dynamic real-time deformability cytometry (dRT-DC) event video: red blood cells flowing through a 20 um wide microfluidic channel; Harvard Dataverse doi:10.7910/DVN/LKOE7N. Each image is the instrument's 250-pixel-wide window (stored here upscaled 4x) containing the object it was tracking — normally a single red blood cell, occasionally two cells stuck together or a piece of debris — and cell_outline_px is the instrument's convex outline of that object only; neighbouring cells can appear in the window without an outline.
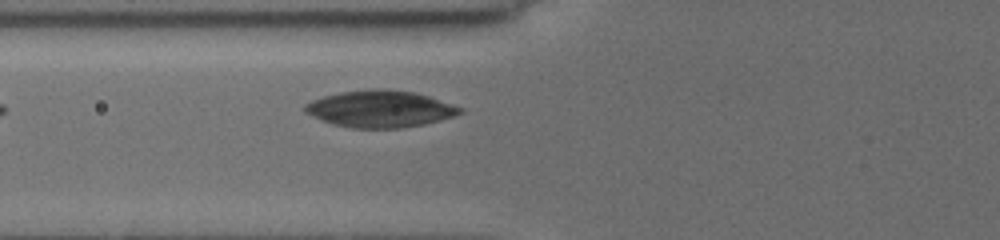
{"species": "common noctule bat (a hibernating species)", "species_latin": "Nyctalus noctula", "temperature_condition": "cold", "stored_images_in_passage": 4, "camera_frame_rate_fps": 3000, "um_per_image_px": 0.085, "animal": {"sex": "female", "body_mass_g": 19.5, "forearm_length_mm": 54.1}, "frame": {"image": 1, "passage_image": 4, "time_ms": 3.0, "image_size_px": [1000, 240], "cell_outline_px": [[464, 108], [460, 112], [452, 116], [424, 124], [400, 128], [352, 128], [332, 124], [304, 112], [304, 104], [312, 100], [324, 96], [340, 92], [368, 88], [380, 88], [412, 92], [428, 96]], "centroid_in_image_um": [32.26, 9.25], "position_along_channel_um": 93.5, "area_um2": 33.06}}